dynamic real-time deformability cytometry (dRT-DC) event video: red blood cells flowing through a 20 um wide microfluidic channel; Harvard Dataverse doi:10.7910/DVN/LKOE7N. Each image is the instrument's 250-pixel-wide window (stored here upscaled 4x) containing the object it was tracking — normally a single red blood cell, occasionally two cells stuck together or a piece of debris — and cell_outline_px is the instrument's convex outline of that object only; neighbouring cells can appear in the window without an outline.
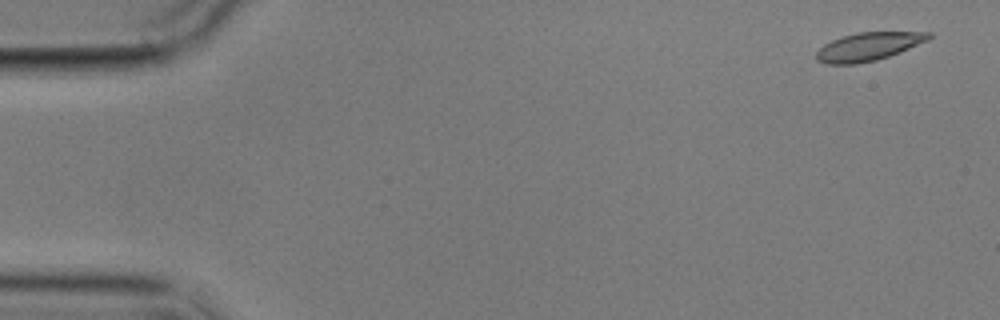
{"species": "common noctule bat (a hibernating species)", "species_latin": "Nyctalus noctula", "temperature_condition": "cold", "stored_images_in_passage": 5, "camera_frame_rate_fps": 3000, "um_per_image_px": 0.085, "animal": {"sex": "male", "body_mass_g": 17.9}, "frame": {"image": 1, "passage_image": 1, "time_ms": 0.0, "image_size_px": [1000, 320], "cell_outline_px": [[932, 36], [928, 40], [900, 52], [876, 60], [856, 64], [824, 64], [816, 60], [816, 52], [824, 44], [832, 40], [856, 32], [932, 32]], "centroid_in_image_um": [73.8, 3.96], "position_along_channel_um": 11.2, "area_um2": 18.44}}
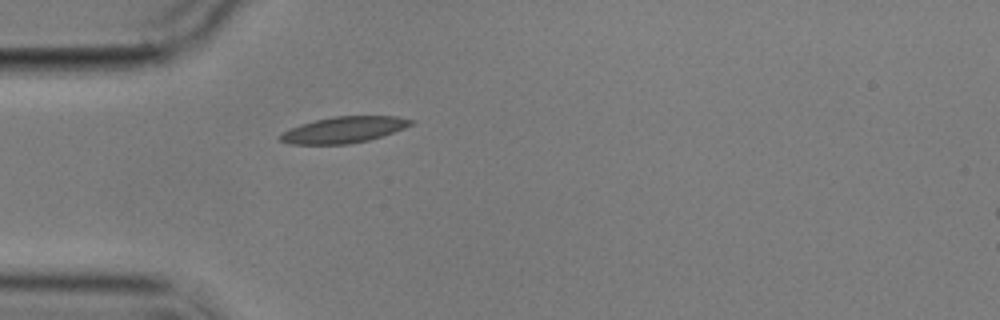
{"frame": {"image": 2, "passage_image": 5, "time_ms": 4.667, "image_size_px": [1000, 320], "cell_outline_px": [[416, 120], [412, 124], [404, 128], [368, 140], [348, 144], [288, 144], [280, 140], [276, 136], [280, 132], [300, 124], [332, 116], [396, 116]], "centroid_in_image_um": [29.16, 11.03], "position_along_channel_um": 55.8, "area_um2": 20.0}}